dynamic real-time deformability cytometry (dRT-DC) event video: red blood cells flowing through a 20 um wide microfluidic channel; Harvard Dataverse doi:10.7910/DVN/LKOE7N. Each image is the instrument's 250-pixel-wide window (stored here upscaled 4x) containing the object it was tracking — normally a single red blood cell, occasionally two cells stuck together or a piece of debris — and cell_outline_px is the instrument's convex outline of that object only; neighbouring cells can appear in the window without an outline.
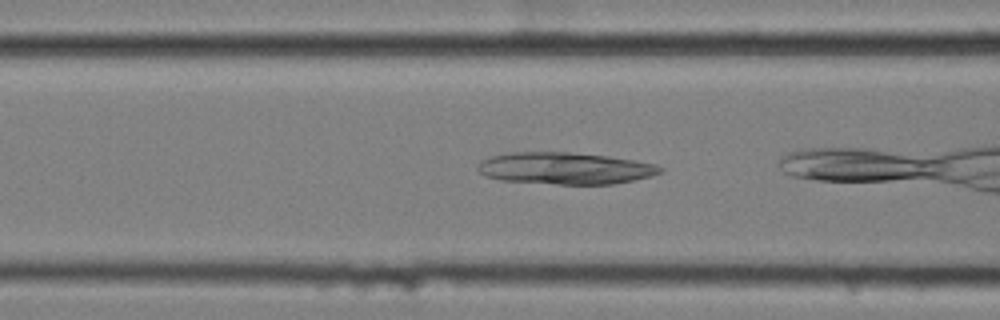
{"species": "common noctule bat (a hibernating species)", "species_latin": "Nyctalus noctula", "temperature_condition": "cold", "stored_images_in_passage": 21, "camera_frame_rate_fps": 3000, "um_per_image_px": 0.085, "animal": {"sex": "female", "body_mass_g": 25.1}, "frame": {"image": 1, "passage_image": 4, "time_ms": 1.0, "image_size_px": [1000, 320], "cell_outline_px": [[664, 172], [652, 176], [612, 184], [556, 184], [500, 180], [484, 176], [476, 168], [476, 164], [480, 160], [492, 156], [512, 152], [568, 152], [608, 156], [656, 164], [664, 168]], "centroid_in_image_um": [48.01, 14.3], "position_along_channel_um": 118.6, "area_um2": 33.99}}
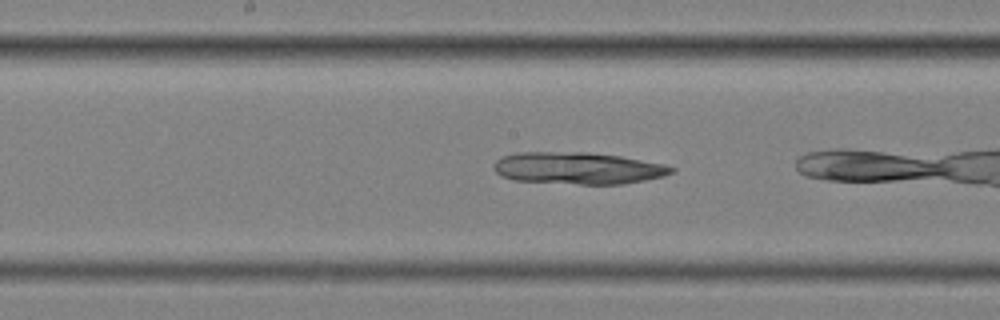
{"frame": {"image": 2, "passage_image": 11, "time_ms": 3.333, "image_size_px": [1000, 320], "cell_outline_px": [[676, 172], [664, 176], [644, 180], [620, 184], [580, 184], [516, 180], [500, 176], [492, 168], [492, 164], [496, 160], [504, 156], [516, 152], [584, 152], [620, 156], [664, 164], [676, 168]], "centroid_in_image_um": [49.12, 14.29], "position_along_channel_um": 199.1, "area_um2": 33.06}}
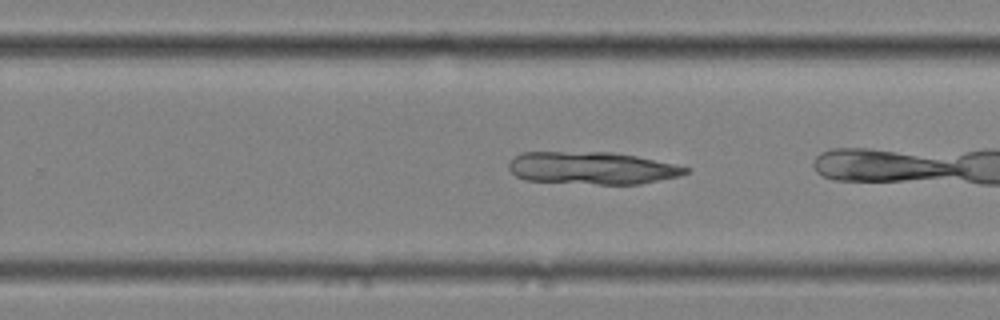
{"frame": {"image": 3, "passage_image": 18, "time_ms": 5.667, "image_size_px": [1000, 320], "cell_outline_px": [[692, 168], [688, 172], [680, 176], [640, 184], [596, 184], [524, 180], [516, 176], [508, 168], [508, 164], [520, 152], [612, 152], [636, 156]], "centroid_in_image_um": [50.33, 14.28], "position_along_channel_um": 279.5, "area_um2": 33.41}}